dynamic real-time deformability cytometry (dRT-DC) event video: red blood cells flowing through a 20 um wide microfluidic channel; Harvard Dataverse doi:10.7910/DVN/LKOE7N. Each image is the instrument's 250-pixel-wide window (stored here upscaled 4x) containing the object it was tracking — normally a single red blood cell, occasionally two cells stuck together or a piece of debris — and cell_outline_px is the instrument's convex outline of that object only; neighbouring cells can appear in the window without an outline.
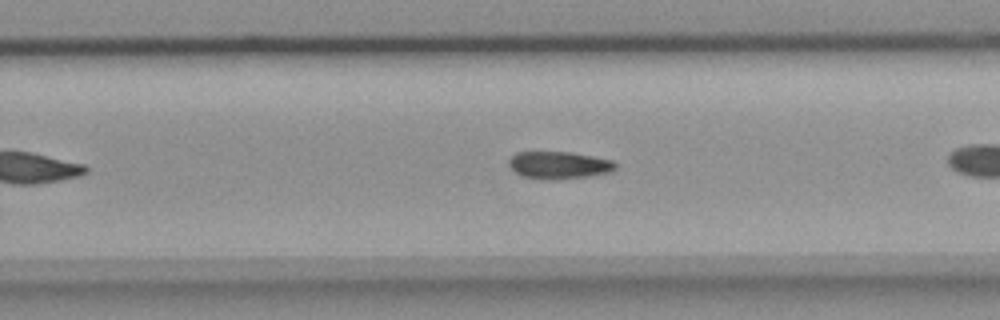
{"species": "common noctule bat (a hibernating species)", "species_latin": "Nyctalus noctula", "temperature_condition": "room temperature", "stored_images_in_passage": 28, "camera_frame_rate_fps": 3000, "um_per_image_px": 0.085, "animal": {"sex": "female", "body_mass_g": 18.4}, "frame": {"image": 1, "passage_image": 20, "time_ms": 6.333, "image_size_px": [1000, 320], "cell_outline_px": [[616, 168], [608, 172], [588, 176], [556, 180], [552, 180], [524, 176], [516, 172], [508, 164], [508, 160], [516, 152], [568, 152], [592, 156], [612, 160], [616, 164]], "centroid_in_image_um": [47.5, 14.03], "position_along_channel_um": 282.3, "area_um2": 16.76}}